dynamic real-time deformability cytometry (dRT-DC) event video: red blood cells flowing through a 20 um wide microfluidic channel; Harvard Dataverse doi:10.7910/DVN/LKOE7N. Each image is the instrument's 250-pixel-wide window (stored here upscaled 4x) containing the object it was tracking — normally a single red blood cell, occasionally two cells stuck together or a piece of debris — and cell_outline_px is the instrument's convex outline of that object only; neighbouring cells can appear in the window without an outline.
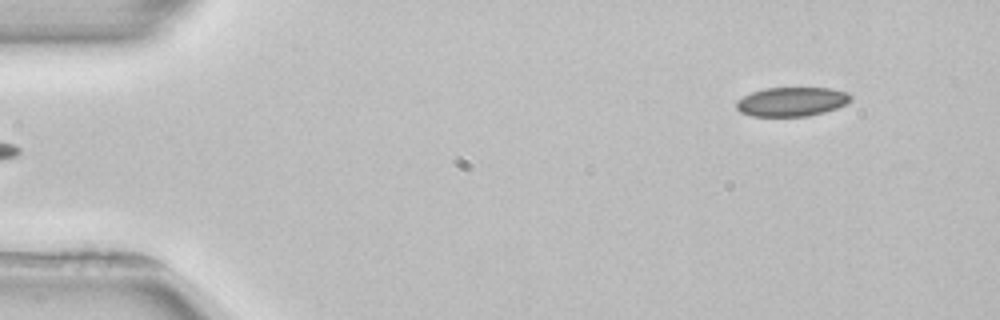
{"species": "common noctule bat (a hibernating species)", "species_latin": "Nyctalus noctula", "temperature_condition": "room temperature", "stored_images_in_passage": 4, "segment_of_instrument_passage": [2, 2], "camera_frame_rate_fps": 3000, "um_per_image_px": 0.085, "animal": {"sex": "female", "body_mass_g": 22.7, "forearm_length_mm": 54.2}, "frame": {"image": 1, "passage_image": 4, "time_ms": 4.333, "image_size_px": [1000, 320], "cell_outline_px": [[852, 100], [848, 104], [824, 112], [808, 116], [752, 116], [740, 112], [736, 108], [736, 100], [752, 92], [764, 88], [832, 88], [848, 92], [852, 96]], "centroid_in_image_um": [67.33, 8.64], "position_along_channel_um": 17.7, "area_um2": 19.59}}